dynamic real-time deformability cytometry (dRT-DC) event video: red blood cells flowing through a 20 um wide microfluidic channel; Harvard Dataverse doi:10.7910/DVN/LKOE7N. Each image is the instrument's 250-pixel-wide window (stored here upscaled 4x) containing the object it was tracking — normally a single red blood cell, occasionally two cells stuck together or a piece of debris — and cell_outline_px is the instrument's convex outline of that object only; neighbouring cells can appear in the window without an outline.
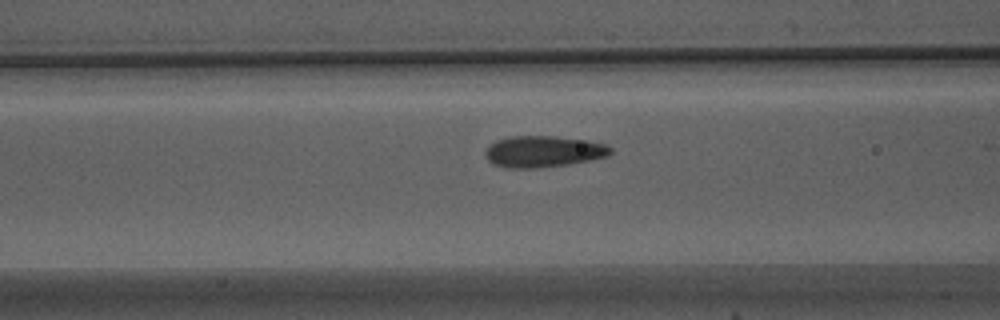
{"species": "Egyptian fruit bat (a non-hibernating species)", "species_latin": "Rousettus aegyptiacus", "temperature_condition": "warm", "stored_images_in_passage": 34, "camera_frame_rate_fps": 3000, "um_per_image_px": 0.085, "animal": {"sex": "male"}, "frame": {"image": 1, "passage_image": 6, "time_ms": 1.667, "image_size_px": [1000, 320], "cell_outline_px": [[612, 152], [608, 156], [568, 164], [536, 168], [508, 168], [492, 164], [488, 160], [484, 152], [496, 140], [508, 136], [556, 136], [588, 140], [604, 144], [612, 148]], "centroid_in_image_um": [46.18, 12.87], "position_along_channel_um": 120.4, "area_um2": 22.89}}
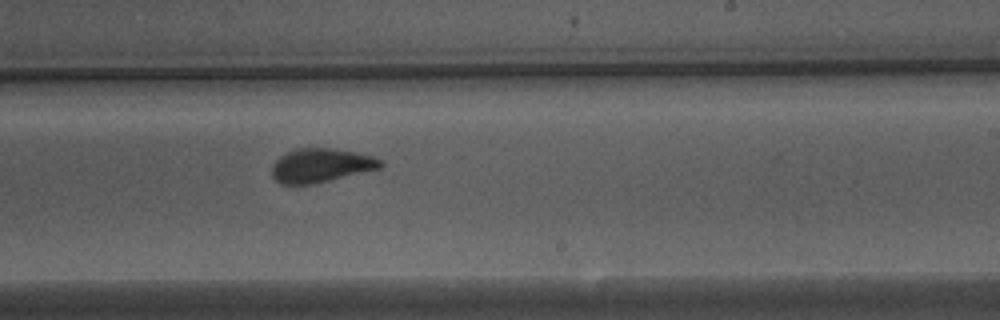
{"frame": {"image": 2, "passage_image": 17, "time_ms": 5.333, "image_size_px": [1000, 320], "cell_outline_px": [[384, 164], [380, 168], [312, 184], [280, 184], [272, 176], [272, 164], [280, 156], [296, 148], [328, 148], [352, 152], [372, 156], [380, 160]], "centroid_in_image_um": [27.23, 14.06], "position_along_channel_um": 261.8, "area_um2": 21.1}}
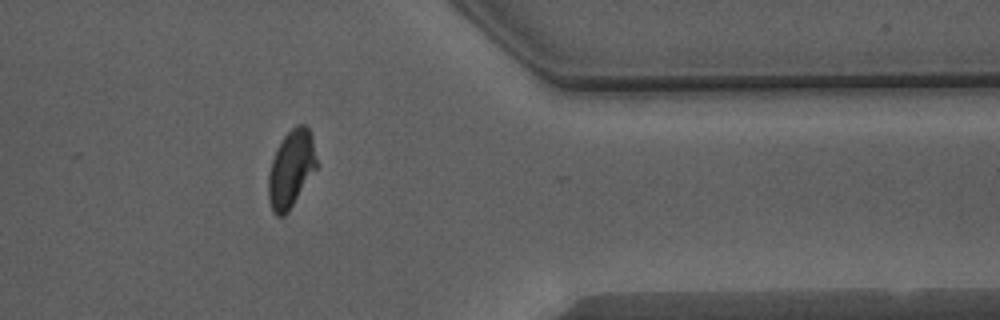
{"frame": {"image": 3, "passage_image": 28, "time_ms": 9.0, "image_size_px": [1000, 320], "cell_outline_px": [[320, 164], [288, 212], [284, 216], [276, 216], [272, 212], [268, 200], [268, 176], [272, 160], [276, 148], [280, 140], [296, 124], [304, 124], [308, 128], [312, 136]], "centroid_in_image_um": [24.77, 14.35], "position_along_channel_um": 386.6, "area_um2": 22.25}, "authors_computed_cell_mechanics": {"area_um2": 22.0218, "velocity_mm_per_s": 3.861, "shape_relaxation_time_tau1_ms": 6.9775, "shape_relaxation_time_tau2_ms": 0.8207, "deformation_change_tau1": 0.1795, "deformation_change_tau2": 0.0533}}